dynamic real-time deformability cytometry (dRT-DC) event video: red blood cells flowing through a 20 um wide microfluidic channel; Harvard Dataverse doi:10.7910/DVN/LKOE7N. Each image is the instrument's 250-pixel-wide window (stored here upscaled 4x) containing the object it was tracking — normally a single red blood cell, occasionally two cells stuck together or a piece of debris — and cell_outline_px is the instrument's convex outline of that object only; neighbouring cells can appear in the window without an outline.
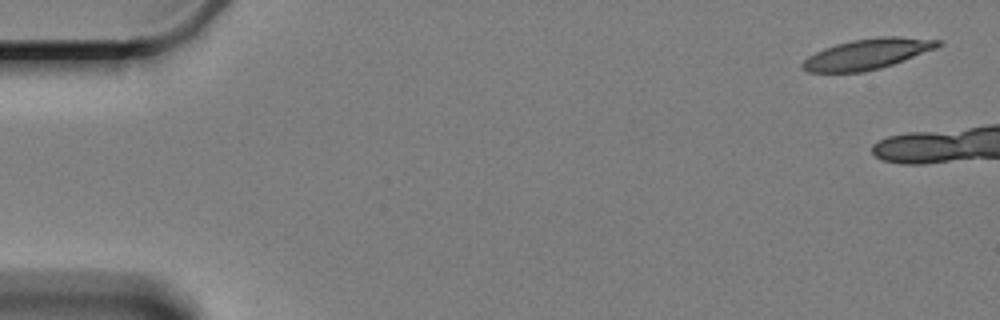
{"species": "Egyptian fruit bat (a non-hibernating species)", "species_latin": "Rousettus aegyptiacus", "temperature_condition": "cold", "stored_images_in_passage": 4, "camera_frame_rate_fps": 3000, "um_per_image_px": 0.085, "animal": {"sex": "female"}, "frame": {"image": 1, "passage_image": 1, "time_ms": 0.0, "image_size_px": [1000, 320], "cell_outline_px": [[944, 44], [936, 48], [904, 60], [880, 68], [864, 72], [808, 72], [800, 64], [808, 56], [824, 48], [836, 44], [852, 40], [880, 36], [896, 36], [944, 40]], "centroid_in_image_um": [73.76, 4.58], "position_along_channel_um": 11.2, "area_um2": 24.04}}